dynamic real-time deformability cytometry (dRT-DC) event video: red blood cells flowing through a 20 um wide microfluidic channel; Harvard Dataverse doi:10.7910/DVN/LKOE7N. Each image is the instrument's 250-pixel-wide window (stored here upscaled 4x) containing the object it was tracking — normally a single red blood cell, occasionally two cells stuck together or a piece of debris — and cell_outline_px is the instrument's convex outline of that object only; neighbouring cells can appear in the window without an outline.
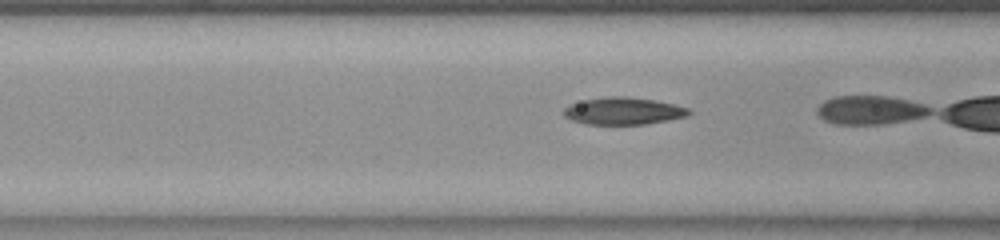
{"species": "common noctule bat (a hibernating species)", "species_latin": "Nyctalus noctula", "temperature_condition": "room temperature", "stored_images_in_passage": 25, "camera_frame_rate_fps": 3000, "um_per_image_px": 0.085, "animal": {"sex": "female", "body_mass_g": 23.0, "forearm_length_mm": 53.4}, "frame": {"image": 1, "passage_image": 12, "time_ms": 3.667, "image_size_px": [1000, 240], "cell_outline_px": [[692, 112], [684, 116], [644, 124], [588, 124], [572, 120], [564, 116], [564, 108], [568, 104], [584, 100], [604, 96], [624, 96], [652, 100], [672, 104], [688, 108]], "centroid_in_image_um": [52.91, 9.42], "position_along_channel_um": 113.7, "area_um2": 19.48}}